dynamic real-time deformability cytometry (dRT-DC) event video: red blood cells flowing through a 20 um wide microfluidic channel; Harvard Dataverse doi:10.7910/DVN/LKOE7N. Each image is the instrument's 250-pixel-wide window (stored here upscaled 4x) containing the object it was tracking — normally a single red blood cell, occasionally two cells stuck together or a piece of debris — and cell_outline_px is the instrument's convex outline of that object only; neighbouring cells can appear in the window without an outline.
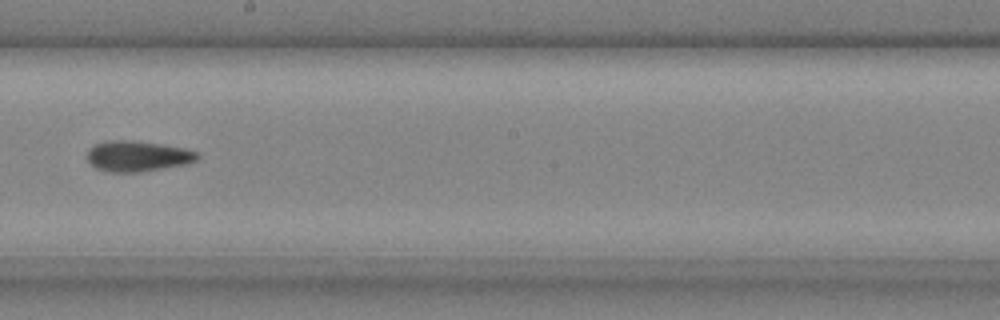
{"species": "common noctule bat (a hibernating species)", "species_latin": "Nyctalus noctula", "temperature_condition": "cold", "stored_images_in_passage": 29, "camera_frame_rate_fps": 3000, "um_per_image_px": 0.085, "animal": {"sex": "male", "body_mass_g": 20.4}, "frame": {"image": 1, "passage_image": 13, "time_ms": 4.0, "image_size_px": [1000, 320], "cell_outline_px": [[200, 156], [196, 160], [188, 164], [140, 172], [112, 172], [96, 168], [88, 160], [88, 148], [96, 144], [108, 140], [132, 140], [160, 144], [184, 148], [196, 152]], "centroid_in_image_um": [11.7, 13.27], "position_along_channel_um": 236.5, "area_um2": 19.59}}
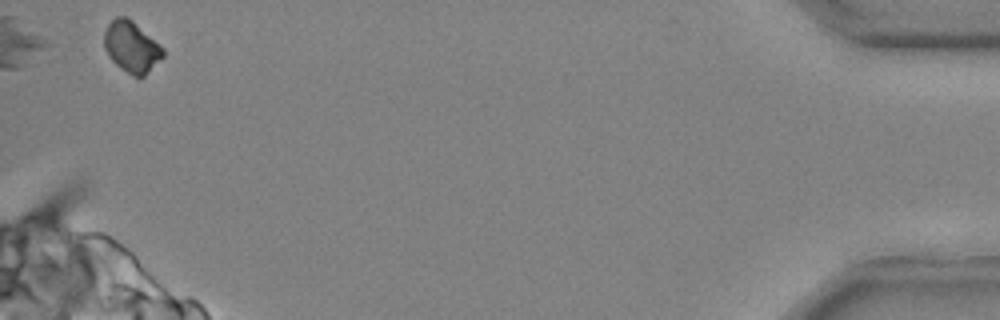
{"frame": {"image": 2, "passage_image": 29, "time_ms": 9.333, "image_size_px": [1000, 320], "cell_outline_px": [[164, 56], [144, 76], [132, 76], [116, 64], [112, 60], [104, 48], [104, 32], [108, 24], [116, 16], [124, 16], [132, 20], [164, 48]], "centroid_in_image_um": [11.18, 3.97], "position_along_channel_um": 424.0, "area_um2": 17.34}}